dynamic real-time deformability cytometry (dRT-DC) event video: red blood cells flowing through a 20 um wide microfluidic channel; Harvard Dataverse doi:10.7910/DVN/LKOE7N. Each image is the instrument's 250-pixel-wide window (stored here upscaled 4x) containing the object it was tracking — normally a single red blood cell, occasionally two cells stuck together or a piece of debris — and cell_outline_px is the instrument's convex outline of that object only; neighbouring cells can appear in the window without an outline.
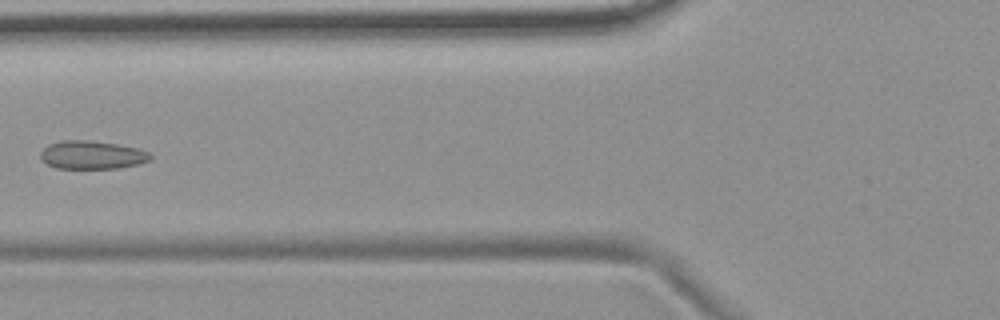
{"species": "common noctule bat (a hibernating species)", "species_latin": "Nyctalus noctula", "temperature_condition": "room temperature", "stored_images_in_passage": 7, "camera_frame_rate_fps": 3000, "um_per_image_px": 0.085, "animal": {"sex": "female", "body_mass_g": 19.9}, "frame": {"image": 1, "passage_image": 6, "time_ms": 6.667, "image_size_px": [1000, 320], "cell_outline_px": [[152, 160], [136, 164], [116, 168], [56, 168], [40, 160], [40, 152], [48, 144], [64, 140], [88, 140], [116, 144], [136, 148], [148, 152], [152, 156]], "centroid_in_image_um": [7.79, 13.17], "position_along_channel_um": 118.0, "area_um2": 17.98}}
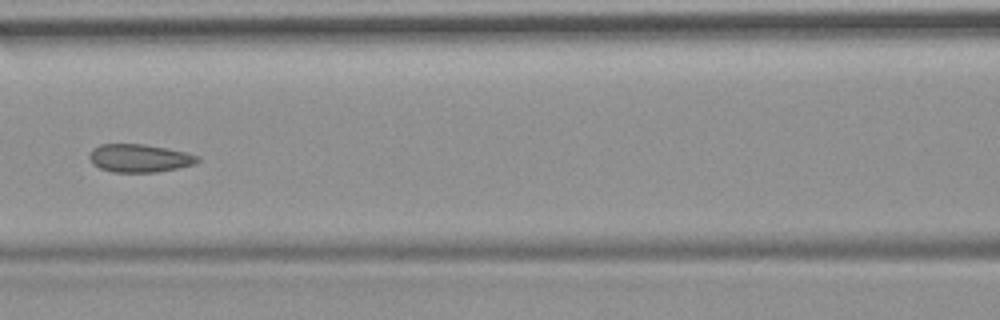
{"frame": {"image": 2, "passage_image": 7, "time_ms": 7.667, "image_size_px": [1000, 320], "cell_outline_px": [[200, 160], [192, 164], [176, 168], [156, 172], [112, 172], [100, 168], [92, 164], [88, 156], [92, 148], [100, 144], [144, 144], [188, 152], [200, 156]], "centroid_in_image_um": [11.83, 13.43], "position_along_channel_um": 154.8, "area_um2": 17.74}}